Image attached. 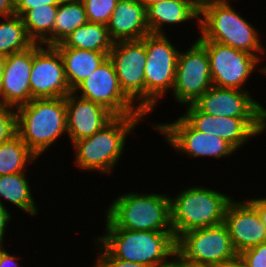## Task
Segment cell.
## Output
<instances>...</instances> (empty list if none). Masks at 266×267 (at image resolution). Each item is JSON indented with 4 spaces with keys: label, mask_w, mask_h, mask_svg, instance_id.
Masks as SVG:
<instances>
[{
    "label": "cell",
    "mask_w": 266,
    "mask_h": 267,
    "mask_svg": "<svg viewBox=\"0 0 266 267\" xmlns=\"http://www.w3.org/2000/svg\"><path fill=\"white\" fill-rule=\"evenodd\" d=\"M106 235L96 241L115 258L145 264L149 267H169L176 260V239L173 232L134 231L112 228L107 222ZM166 259V260H165Z\"/></svg>",
    "instance_id": "cell-1"
},
{
    "label": "cell",
    "mask_w": 266,
    "mask_h": 267,
    "mask_svg": "<svg viewBox=\"0 0 266 267\" xmlns=\"http://www.w3.org/2000/svg\"><path fill=\"white\" fill-rule=\"evenodd\" d=\"M15 110L17 134L37 157L67 132L65 97L32 99Z\"/></svg>",
    "instance_id": "cell-2"
},
{
    "label": "cell",
    "mask_w": 266,
    "mask_h": 267,
    "mask_svg": "<svg viewBox=\"0 0 266 267\" xmlns=\"http://www.w3.org/2000/svg\"><path fill=\"white\" fill-rule=\"evenodd\" d=\"M170 198L167 195L136 192L119 196L108 207L106 222L112 228L173 232Z\"/></svg>",
    "instance_id": "cell-3"
},
{
    "label": "cell",
    "mask_w": 266,
    "mask_h": 267,
    "mask_svg": "<svg viewBox=\"0 0 266 267\" xmlns=\"http://www.w3.org/2000/svg\"><path fill=\"white\" fill-rule=\"evenodd\" d=\"M144 116H115L92 136L73 142L77 151L76 164L80 169L109 174L121 157L126 136Z\"/></svg>",
    "instance_id": "cell-4"
},
{
    "label": "cell",
    "mask_w": 266,
    "mask_h": 267,
    "mask_svg": "<svg viewBox=\"0 0 266 267\" xmlns=\"http://www.w3.org/2000/svg\"><path fill=\"white\" fill-rule=\"evenodd\" d=\"M198 5L200 8L198 25L202 36L197 38V41L218 42L258 58L259 56L254 52H264L253 25L234 11L228 3Z\"/></svg>",
    "instance_id": "cell-5"
},
{
    "label": "cell",
    "mask_w": 266,
    "mask_h": 267,
    "mask_svg": "<svg viewBox=\"0 0 266 267\" xmlns=\"http://www.w3.org/2000/svg\"><path fill=\"white\" fill-rule=\"evenodd\" d=\"M171 200V225L175 239L189 230L224 222L232 201L227 195L205 187H191Z\"/></svg>",
    "instance_id": "cell-6"
},
{
    "label": "cell",
    "mask_w": 266,
    "mask_h": 267,
    "mask_svg": "<svg viewBox=\"0 0 266 267\" xmlns=\"http://www.w3.org/2000/svg\"><path fill=\"white\" fill-rule=\"evenodd\" d=\"M224 223L184 232L176 239V261L180 265L211 267L237 256Z\"/></svg>",
    "instance_id": "cell-7"
},
{
    "label": "cell",
    "mask_w": 266,
    "mask_h": 267,
    "mask_svg": "<svg viewBox=\"0 0 266 267\" xmlns=\"http://www.w3.org/2000/svg\"><path fill=\"white\" fill-rule=\"evenodd\" d=\"M146 49L145 114L152 112L158 99L165 96L168 88L173 90L179 51L165 34L149 33L142 38Z\"/></svg>",
    "instance_id": "cell-8"
},
{
    "label": "cell",
    "mask_w": 266,
    "mask_h": 267,
    "mask_svg": "<svg viewBox=\"0 0 266 267\" xmlns=\"http://www.w3.org/2000/svg\"><path fill=\"white\" fill-rule=\"evenodd\" d=\"M124 94L145 113L146 49L142 39L114 42L109 54Z\"/></svg>",
    "instance_id": "cell-9"
},
{
    "label": "cell",
    "mask_w": 266,
    "mask_h": 267,
    "mask_svg": "<svg viewBox=\"0 0 266 267\" xmlns=\"http://www.w3.org/2000/svg\"><path fill=\"white\" fill-rule=\"evenodd\" d=\"M207 51L212 85L243 90L241 87L255 70L260 58L214 41H198Z\"/></svg>",
    "instance_id": "cell-10"
},
{
    "label": "cell",
    "mask_w": 266,
    "mask_h": 267,
    "mask_svg": "<svg viewBox=\"0 0 266 267\" xmlns=\"http://www.w3.org/2000/svg\"><path fill=\"white\" fill-rule=\"evenodd\" d=\"M81 98L98 103L115 116L146 115L121 90L113 63L107 57L75 90Z\"/></svg>",
    "instance_id": "cell-11"
},
{
    "label": "cell",
    "mask_w": 266,
    "mask_h": 267,
    "mask_svg": "<svg viewBox=\"0 0 266 267\" xmlns=\"http://www.w3.org/2000/svg\"><path fill=\"white\" fill-rule=\"evenodd\" d=\"M212 86L207 51L196 40L189 50L178 54L173 95L177 102L189 105Z\"/></svg>",
    "instance_id": "cell-12"
},
{
    "label": "cell",
    "mask_w": 266,
    "mask_h": 267,
    "mask_svg": "<svg viewBox=\"0 0 266 267\" xmlns=\"http://www.w3.org/2000/svg\"><path fill=\"white\" fill-rule=\"evenodd\" d=\"M195 130L227 141L235 150L266 128V118L217 117L189 104L182 116Z\"/></svg>",
    "instance_id": "cell-13"
},
{
    "label": "cell",
    "mask_w": 266,
    "mask_h": 267,
    "mask_svg": "<svg viewBox=\"0 0 266 267\" xmlns=\"http://www.w3.org/2000/svg\"><path fill=\"white\" fill-rule=\"evenodd\" d=\"M46 47L47 50L41 44H33L30 76L32 99L66 97L72 92L59 51L54 46Z\"/></svg>",
    "instance_id": "cell-14"
},
{
    "label": "cell",
    "mask_w": 266,
    "mask_h": 267,
    "mask_svg": "<svg viewBox=\"0 0 266 267\" xmlns=\"http://www.w3.org/2000/svg\"><path fill=\"white\" fill-rule=\"evenodd\" d=\"M155 128L165 135L173 148L190 156L221 158L236 151L220 137L195 130L182 116L173 123L157 124Z\"/></svg>",
    "instance_id": "cell-15"
},
{
    "label": "cell",
    "mask_w": 266,
    "mask_h": 267,
    "mask_svg": "<svg viewBox=\"0 0 266 267\" xmlns=\"http://www.w3.org/2000/svg\"><path fill=\"white\" fill-rule=\"evenodd\" d=\"M245 90L212 86L193 105L217 117L266 118V109Z\"/></svg>",
    "instance_id": "cell-16"
},
{
    "label": "cell",
    "mask_w": 266,
    "mask_h": 267,
    "mask_svg": "<svg viewBox=\"0 0 266 267\" xmlns=\"http://www.w3.org/2000/svg\"><path fill=\"white\" fill-rule=\"evenodd\" d=\"M32 63L33 45L4 57L0 103L16 109L32 100L30 86Z\"/></svg>",
    "instance_id": "cell-17"
},
{
    "label": "cell",
    "mask_w": 266,
    "mask_h": 267,
    "mask_svg": "<svg viewBox=\"0 0 266 267\" xmlns=\"http://www.w3.org/2000/svg\"><path fill=\"white\" fill-rule=\"evenodd\" d=\"M223 223L238 254L266 242V227L257 210L248 201H231Z\"/></svg>",
    "instance_id": "cell-18"
},
{
    "label": "cell",
    "mask_w": 266,
    "mask_h": 267,
    "mask_svg": "<svg viewBox=\"0 0 266 267\" xmlns=\"http://www.w3.org/2000/svg\"><path fill=\"white\" fill-rule=\"evenodd\" d=\"M65 102L67 108V133L72 143L92 136L115 117L104 106L79 96H74V92H70L65 97Z\"/></svg>",
    "instance_id": "cell-19"
},
{
    "label": "cell",
    "mask_w": 266,
    "mask_h": 267,
    "mask_svg": "<svg viewBox=\"0 0 266 267\" xmlns=\"http://www.w3.org/2000/svg\"><path fill=\"white\" fill-rule=\"evenodd\" d=\"M107 28L114 42L142 39L150 33L146 6L141 0H118Z\"/></svg>",
    "instance_id": "cell-20"
},
{
    "label": "cell",
    "mask_w": 266,
    "mask_h": 267,
    "mask_svg": "<svg viewBox=\"0 0 266 267\" xmlns=\"http://www.w3.org/2000/svg\"><path fill=\"white\" fill-rule=\"evenodd\" d=\"M147 26L153 34H164L161 26L200 18L198 0H166L146 8Z\"/></svg>",
    "instance_id": "cell-21"
},
{
    "label": "cell",
    "mask_w": 266,
    "mask_h": 267,
    "mask_svg": "<svg viewBox=\"0 0 266 267\" xmlns=\"http://www.w3.org/2000/svg\"><path fill=\"white\" fill-rule=\"evenodd\" d=\"M56 49L62 57L66 79L72 92L101 65L109 54V52L76 48Z\"/></svg>",
    "instance_id": "cell-22"
},
{
    "label": "cell",
    "mask_w": 266,
    "mask_h": 267,
    "mask_svg": "<svg viewBox=\"0 0 266 267\" xmlns=\"http://www.w3.org/2000/svg\"><path fill=\"white\" fill-rule=\"evenodd\" d=\"M113 44L106 25L87 22L54 47L110 52Z\"/></svg>",
    "instance_id": "cell-23"
},
{
    "label": "cell",
    "mask_w": 266,
    "mask_h": 267,
    "mask_svg": "<svg viewBox=\"0 0 266 267\" xmlns=\"http://www.w3.org/2000/svg\"><path fill=\"white\" fill-rule=\"evenodd\" d=\"M57 11L58 5L45 4L29 9L21 16L27 34L34 43L53 46V27Z\"/></svg>",
    "instance_id": "cell-24"
},
{
    "label": "cell",
    "mask_w": 266,
    "mask_h": 267,
    "mask_svg": "<svg viewBox=\"0 0 266 267\" xmlns=\"http://www.w3.org/2000/svg\"><path fill=\"white\" fill-rule=\"evenodd\" d=\"M88 22L81 0H63L53 27V46L61 44L73 31Z\"/></svg>",
    "instance_id": "cell-25"
},
{
    "label": "cell",
    "mask_w": 266,
    "mask_h": 267,
    "mask_svg": "<svg viewBox=\"0 0 266 267\" xmlns=\"http://www.w3.org/2000/svg\"><path fill=\"white\" fill-rule=\"evenodd\" d=\"M30 190L25 172L0 175V204L3 197L27 214L36 215L37 207Z\"/></svg>",
    "instance_id": "cell-26"
},
{
    "label": "cell",
    "mask_w": 266,
    "mask_h": 267,
    "mask_svg": "<svg viewBox=\"0 0 266 267\" xmlns=\"http://www.w3.org/2000/svg\"><path fill=\"white\" fill-rule=\"evenodd\" d=\"M36 158L37 156L16 133L0 144V175L25 172L28 162L32 163Z\"/></svg>",
    "instance_id": "cell-27"
},
{
    "label": "cell",
    "mask_w": 266,
    "mask_h": 267,
    "mask_svg": "<svg viewBox=\"0 0 266 267\" xmlns=\"http://www.w3.org/2000/svg\"><path fill=\"white\" fill-rule=\"evenodd\" d=\"M0 23V55L8 56L31 47L34 42L29 38L23 19L19 15L4 17Z\"/></svg>",
    "instance_id": "cell-28"
},
{
    "label": "cell",
    "mask_w": 266,
    "mask_h": 267,
    "mask_svg": "<svg viewBox=\"0 0 266 267\" xmlns=\"http://www.w3.org/2000/svg\"><path fill=\"white\" fill-rule=\"evenodd\" d=\"M88 22L108 25L118 0H81Z\"/></svg>",
    "instance_id": "cell-29"
},
{
    "label": "cell",
    "mask_w": 266,
    "mask_h": 267,
    "mask_svg": "<svg viewBox=\"0 0 266 267\" xmlns=\"http://www.w3.org/2000/svg\"><path fill=\"white\" fill-rule=\"evenodd\" d=\"M17 133L16 111L13 107L0 103V144Z\"/></svg>",
    "instance_id": "cell-30"
},
{
    "label": "cell",
    "mask_w": 266,
    "mask_h": 267,
    "mask_svg": "<svg viewBox=\"0 0 266 267\" xmlns=\"http://www.w3.org/2000/svg\"><path fill=\"white\" fill-rule=\"evenodd\" d=\"M248 267H266V242L240 253Z\"/></svg>",
    "instance_id": "cell-31"
},
{
    "label": "cell",
    "mask_w": 266,
    "mask_h": 267,
    "mask_svg": "<svg viewBox=\"0 0 266 267\" xmlns=\"http://www.w3.org/2000/svg\"><path fill=\"white\" fill-rule=\"evenodd\" d=\"M98 249H104V252H100V257L97 259L96 265L94 267H149L142 263L130 262L126 260H121L113 257L103 245L99 246ZM103 252V253H102Z\"/></svg>",
    "instance_id": "cell-32"
},
{
    "label": "cell",
    "mask_w": 266,
    "mask_h": 267,
    "mask_svg": "<svg viewBox=\"0 0 266 267\" xmlns=\"http://www.w3.org/2000/svg\"><path fill=\"white\" fill-rule=\"evenodd\" d=\"M63 0H14L15 14L22 16L27 10L43 5H59Z\"/></svg>",
    "instance_id": "cell-33"
},
{
    "label": "cell",
    "mask_w": 266,
    "mask_h": 267,
    "mask_svg": "<svg viewBox=\"0 0 266 267\" xmlns=\"http://www.w3.org/2000/svg\"><path fill=\"white\" fill-rule=\"evenodd\" d=\"M248 202L257 210L261 221L266 227V198L249 199Z\"/></svg>",
    "instance_id": "cell-34"
},
{
    "label": "cell",
    "mask_w": 266,
    "mask_h": 267,
    "mask_svg": "<svg viewBox=\"0 0 266 267\" xmlns=\"http://www.w3.org/2000/svg\"><path fill=\"white\" fill-rule=\"evenodd\" d=\"M11 220L9 211L4 207V204H0V241L3 242L5 228L7 223Z\"/></svg>",
    "instance_id": "cell-35"
},
{
    "label": "cell",
    "mask_w": 266,
    "mask_h": 267,
    "mask_svg": "<svg viewBox=\"0 0 266 267\" xmlns=\"http://www.w3.org/2000/svg\"><path fill=\"white\" fill-rule=\"evenodd\" d=\"M211 267H248V265L245 262V260L241 257V255L238 254L237 256H235L230 260L221 262Z\"/></svg>",
    "instance_id": "cell-36"
},
{
    "label": "cell",
    "mask_w": 266,
    "mask_h": 267,
    "mask_svg": "<svg viewBox=\"0 0 266 267\" xmlns=\"http://www.w3.org/2000/svg\"><path fill=\"white\" fill-rule=\"evenodd\" d=\"M14 14V0H0V16L6 17Z\"/></svg>",
    "instance_id": "cell-37"
},
{
    "label": "cell",
    "mask_w": 266,
    "mask_h": 267,
    "mask_svg": "<svg viewBox=\"0 0 266 267\" xmlns=\"http://www.w3.org/2000/svg\"><path fill=\"white\" fill-rule=\"evenodd\" d=\"M16 259V256L10 255L4 251L0 259V267H20Z\"/></svg>",
    "instance_id": "cell-38"
},
{
    "label": "cell",
    "mask_w": 266,
    "mask_h": 267,
    "mask_svg": "<svg viewBox=\"0 0 266 267\" xmlns=\"http://www.w3.org/2000/svg\"><path fill=\"white\" fill-rule=\"evenodd\" d=\"M229 0H198V4L228 3Z\"/></svg>",
    "instance_id": "cell-39"
},
{
    "label": "cell",
    "mask_w": 266,
    "mask_h": 267,
    "mask_svg": "<svg viewBox=\"0 0 266 267\" xmlns=\"http://www.w3.org/2000/svg\"><path fill=\"white\" fill-rule=\"evenodd\" d=\"M162 1H166V0H141V2L146 6V8L152 4L162 2Z\"/></svg>",
    "instance_id": "cell-40"
},
{
    "label": "cell",
    "mask_w": 266,
    "mask_h": 267,
    "mask_svg": "<svg viewBox=\"0 0 266 267\" xmlns=\"http://www.w3.org/2000/svg\"><path fill=\"white\" fill-rule=\"evenodd\" d=\"M3 63H4V56L0 55V89H1V73H2Z\"/></svg>",
    "instance_id": "cell-41"
},
{
    "label": "cell",
    "mask_w": 266,
    "mask_h": 267,
    "mask_svg": "<svg viewBox=\"0 0 266 267\" xmlns=\"http://www.w3.org/2000/svg\"><path fill=\"white\" fill-rule=\"evenodd\" d=\"M2 243L3 242L0 241V259H1L3 252L5 251Z\"/></svg>",
    "instance_id": "cell-42"
},
{
    "label": "cell",
    "mask_w": 266,
    "mask_h": 267,
    "mask_svg": "<svg viewBox=\"0 0 266 267\" xmlns=\"http://www.w3.org/2000/svg\"><path fill=\"white\" fill-rule=\"evenodd\" d=\"M169 267H181V265L176 261Z\"/></svg>",
    "instance_id": "cell-43"
},
{
    "label": "cell",
    "mask_w": 266,
    "mask_h": 267,
    "mask_svg": "<svg viewBox=\"0 0 266 267\" xmlns=\"http://www.w3.org/2000/svg\"><path fill=\"white\" fill-rule=\"evenodd\" d=\"M261 71H262L263 73H265V74H266V66H265V67H263V68L261 69Z\"/></svg>",
    "instance_id": "cell-44"
},
{
    "label": "cell",
    "mask_w": 266,
    "mask_h": 267,
    "mask_svg": "<svg viewBox=\"0 0 266 267\" xmlns=\"http://www.w3.org/2000/svg\"><path fill=\"white\" fill-rule=\"evenodd\" d=\"M181 267H196V266L181 265Z\"/></svg>",
    "instance_id": "cell-45"
}]
</instances>
